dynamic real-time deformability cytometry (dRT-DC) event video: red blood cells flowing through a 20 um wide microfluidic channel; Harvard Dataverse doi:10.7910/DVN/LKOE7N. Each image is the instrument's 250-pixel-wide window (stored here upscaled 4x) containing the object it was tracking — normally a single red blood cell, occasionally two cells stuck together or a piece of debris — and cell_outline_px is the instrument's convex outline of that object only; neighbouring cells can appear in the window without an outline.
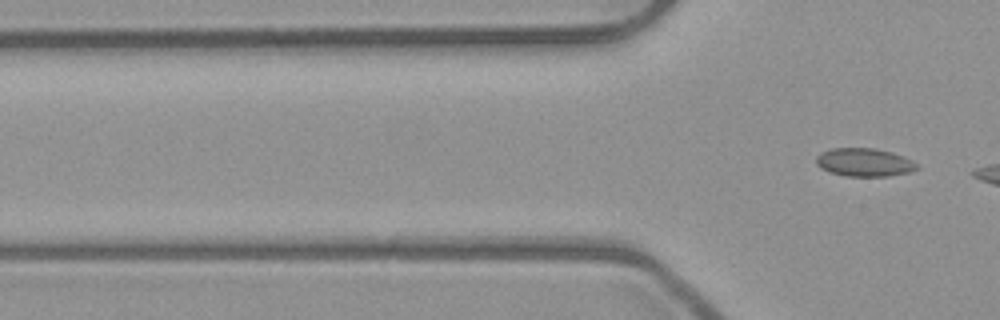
{"species": "common noctule bat (a hibernating species)", "species_latin": "Nyctalus noctula", "temperature_condition": "room temperature", "stored_images_in_passage": 7, "camera_frame_rate_fps": 3000, "um_per_image_px": 0.085, "animal": {"sex": "male", "body_mass_g": 23.1, "forearm_length_mm": 52.7}, "frame": {"image": 1, "passage_image": 7, "time_ms": 2.0, "image_size_px": [1000, 320], "cell_outline_px": [[920, 168], [908, 172], [888, 176], [844, 176], [828, 172], [820, 168], [816, 164], [816, 156], [820, 152], [832, 148], [876, 148], [892, 152], [904, 156], [912, 160]], "centroid_in_image_um": [73.44, 13.79], "position_along_channel_um": 52.4, "area_um2": 16.76}}